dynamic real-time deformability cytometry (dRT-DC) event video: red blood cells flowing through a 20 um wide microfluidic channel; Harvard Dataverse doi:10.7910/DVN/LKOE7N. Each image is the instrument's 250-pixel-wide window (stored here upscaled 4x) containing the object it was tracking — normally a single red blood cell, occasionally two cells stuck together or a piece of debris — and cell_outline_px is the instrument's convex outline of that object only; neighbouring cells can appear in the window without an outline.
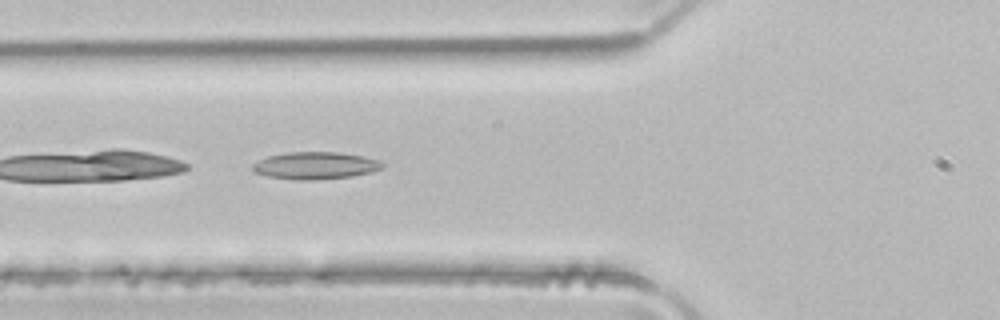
{"species": "common noctule bat (a hibernating species)", "species_latin": "Nyctalus noctula", "temperature_condition": "room temperature", "stored_images_in_passage": 4, "camera_frame_rate_fps": 3000, "um_per_image_px": 0.085, "animal": {"sex": "male", "body_mass_g": 21.5, "forearm_length_mm": 52.0}, "frame": {"image": 1, "passage_image": 4, "time_ms": 1.0, "image_size_px": [1000, 320], "cell_outline_px": [[384, 168], [352, 176], [312, 180], [296, 180], [268, 176], [256, 172], [252, 168], [252, 164], [268, 156], [288, 152], [336, 152], [360, 156], [380, 160], [384, 164]], "centroid_in_image_um": [26.8, 14.07], "position_along_channel_um": 99.0, "area_um2": 20.35}}